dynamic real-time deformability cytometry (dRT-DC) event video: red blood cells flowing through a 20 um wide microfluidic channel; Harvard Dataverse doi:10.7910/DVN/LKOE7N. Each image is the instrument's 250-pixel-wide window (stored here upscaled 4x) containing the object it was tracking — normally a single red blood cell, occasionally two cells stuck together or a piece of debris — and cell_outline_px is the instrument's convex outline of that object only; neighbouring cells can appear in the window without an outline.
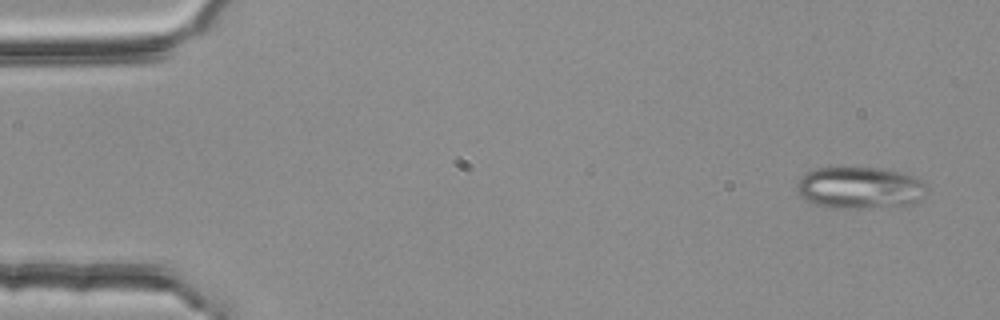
{"species": "common noctule bat (a hibernating species)", "species_latin": "Nyctalus noctula", "temperature_condition": "room temperature", "stored_images_in_passage": 5, "camera_frame_rate_fps": 3000, "um_per_image_px": 0.085, "animal": {"sex": "female", "body_mass_g": 25.1}, "frame": {"image": 1, "passage_image": 1, "time_ms": 0.0, "image_size_px": [1000, 320], "cell_outline_px": [[928, 188], [912, 204], [860, 208], [828, 208], [816, 204], [800, 196], [796, 192], [796, 184], [800, 176], [816, 168], [884, 168], [900, 172], [912, 176], [928, 184]], "centroid_in_image_um": [73.04, 15.95], "position_along_channel_um": 12.0, "area_um2": 31.56}}